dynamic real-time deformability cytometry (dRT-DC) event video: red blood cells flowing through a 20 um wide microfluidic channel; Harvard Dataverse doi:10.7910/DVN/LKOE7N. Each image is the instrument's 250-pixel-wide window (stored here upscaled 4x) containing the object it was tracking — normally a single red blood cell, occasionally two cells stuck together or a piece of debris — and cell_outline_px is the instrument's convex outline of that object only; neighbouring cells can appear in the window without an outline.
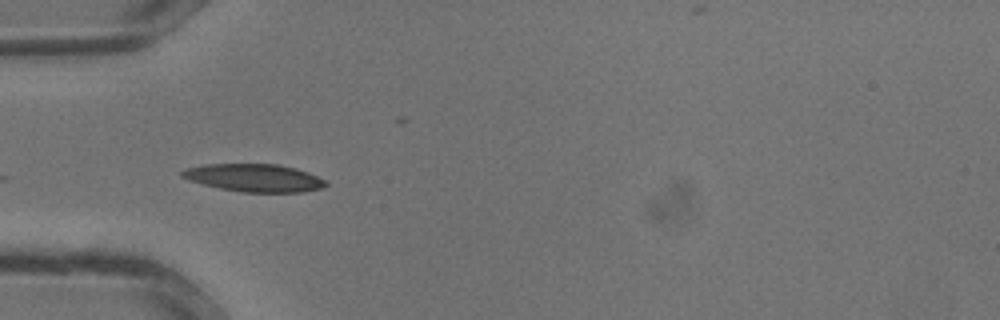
{"species": "common noctule bat (a hibernating species)", "species_latin": "Nyctalus noctula", "temperature_condition": "warm", "stored_images_in_passage": 25, "camera_frame_rate_fps": 3000, "um_per_image_px": 0.085, "animal": {"sex": "male", "body_mass_g": 13.3}, "frame": {"image": 1, "passage_image": 3, "time_ms": 0.667, "image_size_px": [1000, 320], "cell_outline_px": [[328, 184], [320, 188], [304, 192], [244, 192], [220, 188], [188, 180], [180, 176], [180, 172], [188, 168], [204, 164], [280, 164], [296, 168], [308, 172], [324, 180]], "centroid_in_image_um": [21.61, 15.11], "position_along_channel_um": 63.4, "area_um2": 23.12}}
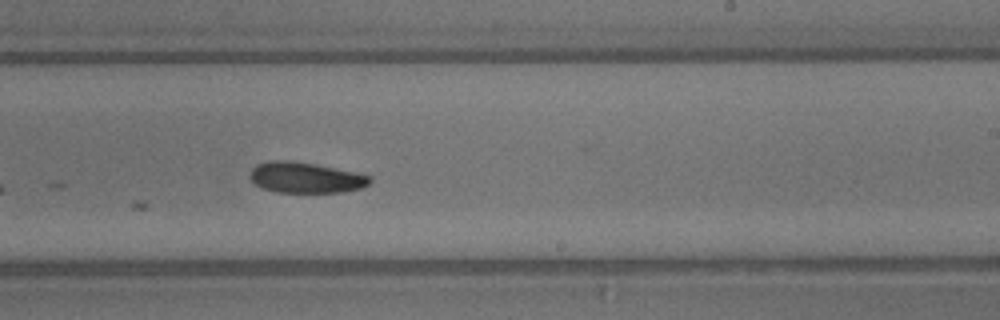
{"frame": {"image": 2, "passage_image": 13, "time_ms": 4.0, "image_size_px": [1000, 320], "cell_outline_px": [[372, 180], [368, 184], [360, 188], [344, 192], [276, 192], [264, 188], [256, 184], [248, 176], [252, 168], [256, 164], [268, 160], [288, 160], [312, 164], [356, 172], [372, 176]], "centroid_in_image_um": [25.96, 15.09], "position_along_channel_um": 263.0, "area_um2": 21.39}}